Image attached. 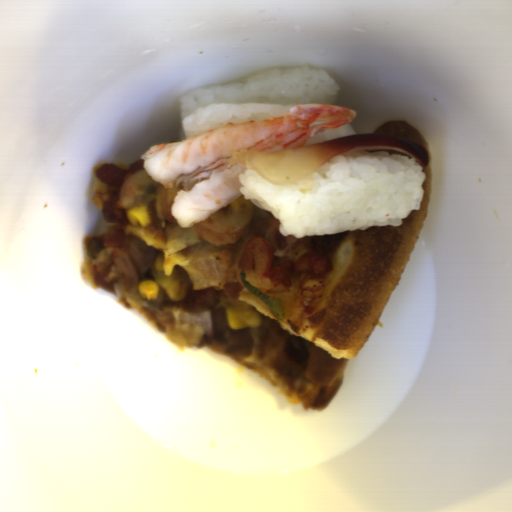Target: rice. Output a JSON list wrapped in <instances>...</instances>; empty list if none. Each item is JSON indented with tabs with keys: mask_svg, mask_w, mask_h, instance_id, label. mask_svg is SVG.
<instances>
[{
	"mask_svg": "<svg viewBox=\"0 0 512 512\" xmlns=\"http://www.w3.org/2000/svg\"><path fill=\"white\" fill-rule=\"evenodd\" d=\"M237 177L245 200L271 212L281 234L301 239L402 226L420 209L426 175L408 153L367 148L342 153L294 184L271 183L249 168Z\"/></svg>",
	"mask_w": 512,
	"mask_h": 512,
	"instance_id": "rice-1",
	"label": "rice"
},
{
	"mask_svg": "<svg viewBox=\"0 0 512 512\" xmlns=\"http://www.w3.org/2000/svg\"><path fill=\"white\" fill-rule=\"evenodd\" d=\"M340 87L326 72L309 65L270 69L245 79L193 87L180 99L186 139L228 123L285 117L301 104L338 106Z\"/></svg>",
	"mask_w": 512,
	"mask_h": 512,
	"instance_id": "rice-2",
	"label": "rice"
},
{
	"mask_svg": "<svg viewBox=\"0 0 512 512\" xmlns=\"http://www.w3.org/2000/svg\"><path fill=\"white\" fill-rule=\"evenodd\" d=\"M351 135H357L354 129L352 128L350 122L348 124L342 125L340 127L329 129V130H323L321 132L316 133L312 137L308 138L307 142L302 146H307L327 140H332L336 138L351 136ZM301 146V147H302Z\"/></svg>",
	"mask_w": 512,
	"mask_h": 512,
	"instance_id": "rice-3",
	"label": "rice"
}]
</instances>
